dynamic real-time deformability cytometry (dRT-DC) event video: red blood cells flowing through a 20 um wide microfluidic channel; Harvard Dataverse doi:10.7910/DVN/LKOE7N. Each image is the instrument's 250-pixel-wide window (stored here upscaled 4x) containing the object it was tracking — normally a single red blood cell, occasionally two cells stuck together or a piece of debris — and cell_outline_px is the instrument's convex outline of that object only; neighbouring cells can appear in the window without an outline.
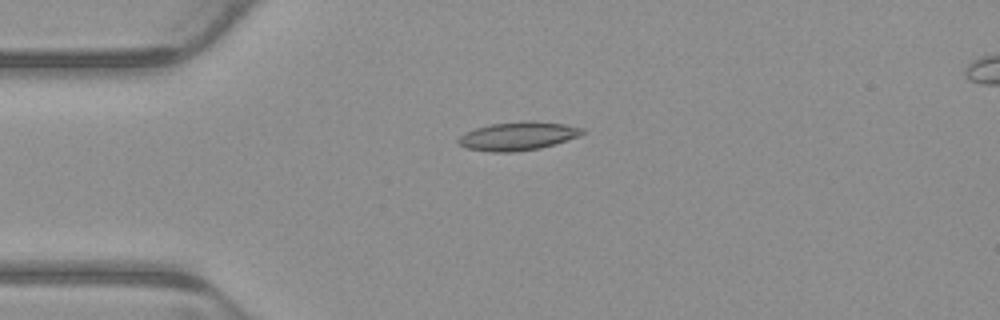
{"species": "common noctule bat (a hibernating species)", "species_latin": "Nyctalus noctula", "temperature_condition": "warm", "stored_images_in_passage": 5, "camera_frame_rate_fps": 3000, "um_per_image_px": 0.085, "animal": {"sex": "male", "body_mass_g": 23.1, "forearm_length_mm": 52.7}, "frame": {"image": 1, "passage_image": 3, "time_ms": 0.667, "image_size_px": [1000, 320], "cell_outline_px": [[584, 132], [580, 136], [540, 148], [516, 152], [492, 152], [468, 148], [460, 144], [456, 140], [460, 136], [476, 128], [492, 124], [564, 124], [584, 128]], "centroid_in_image_um": [44.01, 11.63], "position_along_channel_um": 41.0, "area_um2": 19.31}}